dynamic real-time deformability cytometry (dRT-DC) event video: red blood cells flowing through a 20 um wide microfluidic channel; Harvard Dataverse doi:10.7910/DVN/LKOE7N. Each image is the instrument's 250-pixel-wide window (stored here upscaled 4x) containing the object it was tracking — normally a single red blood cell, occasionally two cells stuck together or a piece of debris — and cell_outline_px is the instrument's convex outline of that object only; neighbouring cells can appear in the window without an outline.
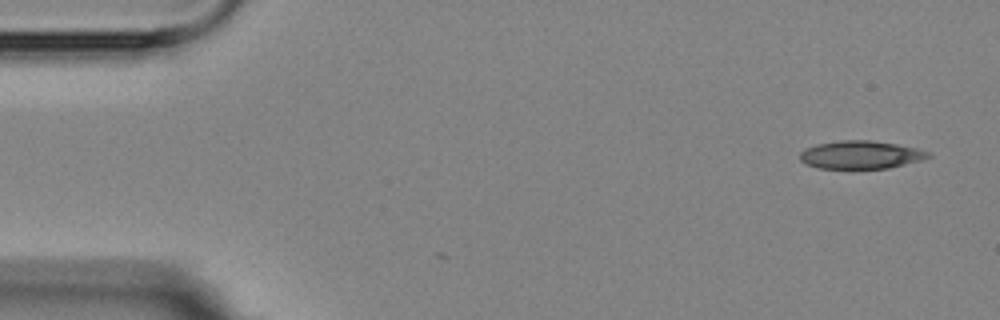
{"species": "Egyptian fruit bat (a non-hibernating species)", "species_latin": "Rousettus aegyptiacus", "temperature_condition": "room temperature", "stored_images_in_passage": 2, "camera_frame_rate_fps": 3000, "um_per_image_px": 0.085, "animal": {"sex": "female"}, "frame": {"image": 1, "passage_image": 1, "time_ms": 0.0, "image_size_px": [1000, 320], "cell_outline_px": [[932, 156], [920, 160], [888, 168], [820, 168], [804, 164], [800, 160], [800, 152], [804, 148], [816, 144], [840, 140], [872, 140], [896, 144], [916, 148], [928, 152]], "centroid_in_image_um": [73.11, 13.15], "position_along_channel_um": 11.9, "area_um2": 20.87}}